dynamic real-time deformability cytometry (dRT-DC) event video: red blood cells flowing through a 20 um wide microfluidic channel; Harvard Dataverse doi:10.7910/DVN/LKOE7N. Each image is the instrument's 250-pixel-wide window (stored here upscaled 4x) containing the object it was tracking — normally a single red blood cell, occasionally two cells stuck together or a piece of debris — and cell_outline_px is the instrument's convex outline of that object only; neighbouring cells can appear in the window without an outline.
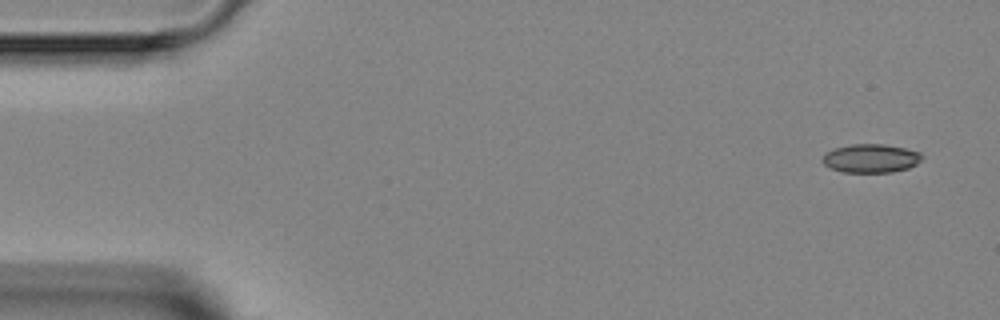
{"species": "Egyptian fruit bat (a non-hibernating species)", "species_latin": "Rousettus aegyptiacus", "temperature_condition": "room temperature", "stored_images_in_passage": 5, "segment_of_instrument_passage": [1, 2], "camera_frame_rate_fps": 3000, "um_per_image_px": 0.085, "animal": {"sex": "female"}, "frame": {"image": 1, "passage_image": 1, "time_ms": 0.0, "image_size_px": [1000, 320], "cell_outline_px": [[924, 156], [916, 164], [908, 168], [892, 172], [844, 172], [832, 168], [824, 164], [824, 152], [832, 148], [848, 144], [884, 144], [904, 148], [920, 152]], "centroid_in_image_um": [74.02, 13.44], "position_along_channel_um": 11.0, "area_um2": 16.59}}